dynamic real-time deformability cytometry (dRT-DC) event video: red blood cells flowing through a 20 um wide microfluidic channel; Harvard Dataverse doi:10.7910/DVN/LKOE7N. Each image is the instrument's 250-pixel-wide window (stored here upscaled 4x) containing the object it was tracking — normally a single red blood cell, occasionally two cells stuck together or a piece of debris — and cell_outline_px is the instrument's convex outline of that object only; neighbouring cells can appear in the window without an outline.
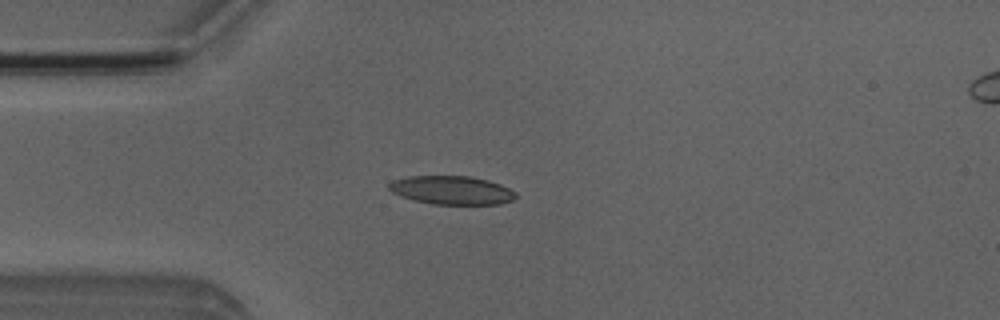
{"species": "Egyptian fruit bat (a non-hibernating species)", "species_latin": "Rousettus aegyptiacus", "temperature_condition": "room temperature", "stored_images_in_passage": 4, "camera_frame_rate_fps": 3000, "um_per_image_px": 0.085, "animal": {"sex": "male"}, "frame": {"image": 1, "passage_image": 4, "time_ms": 3.333, "image_size_px": [1000, 320], "cell_outline_px": [[516, 196], [512, 200], [500, 204], [432, 204], [412, 200], [400, 196], [392, 192], [388, 188], [388, 184], [392, 180], [408, 176], [468, 176], [488, 180], [500, 184], [516, 192]], "centroid_in_image_um": [38.36, 16.16], "position_along_channel_um": 46.6, "area_um2": 21.15}}